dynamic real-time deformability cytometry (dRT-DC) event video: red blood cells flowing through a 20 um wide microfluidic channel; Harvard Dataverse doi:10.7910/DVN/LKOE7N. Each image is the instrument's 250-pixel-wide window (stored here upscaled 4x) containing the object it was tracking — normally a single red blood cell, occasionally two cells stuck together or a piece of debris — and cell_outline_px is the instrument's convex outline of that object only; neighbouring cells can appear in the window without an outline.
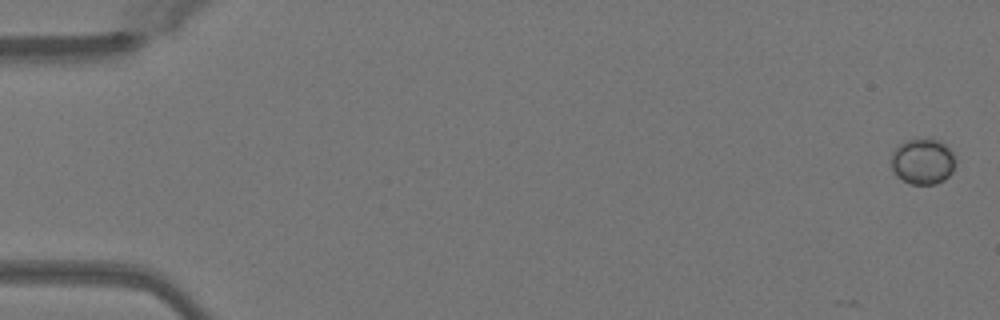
{"species": "Egyptian fruit bat (a non-hibernating species)", "species_latin": "Rousettus aegyptiacus", "temperature_condition": "warm", "stored_images_in_passage": 5, "camera_frame_rate_fps": 3000, "um_per_image_px": 0.085, "animal": {"sex": "female"}, "frame": {"image": 1, "passage_image": 1, "time_ms": 0.0, "image_size_px": [1000, 320], "cell_outline_px": [[956, 160], [952, 172], [944, 180], [936, 184], [912, 184], [896, 176], [892, 172], [892, 152], [900, 144], [908, 140], [924, 136], [940, 140], [952, 152]], "centroid_in_image_um": [78.44, 13.69], "position_along_channel_um": 6.6, "area_um2": 17.4}}